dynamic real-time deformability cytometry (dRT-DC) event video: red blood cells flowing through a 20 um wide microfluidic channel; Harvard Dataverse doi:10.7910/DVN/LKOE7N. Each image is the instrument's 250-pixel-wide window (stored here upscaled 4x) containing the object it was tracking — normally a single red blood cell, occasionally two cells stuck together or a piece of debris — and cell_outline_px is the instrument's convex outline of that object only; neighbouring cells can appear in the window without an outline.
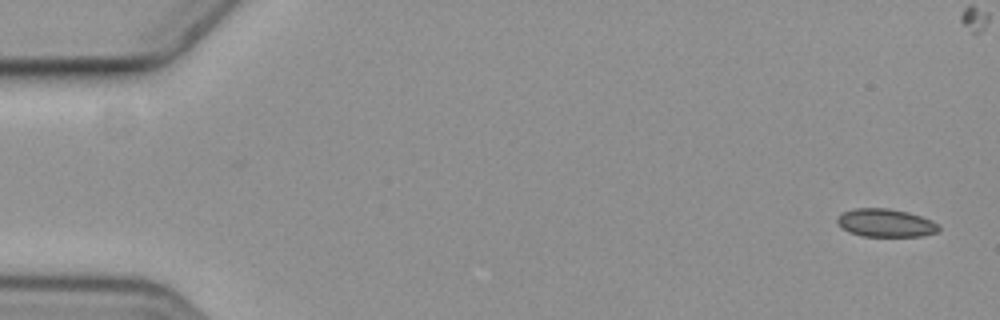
{"species": "common noctule bat (a hibernating species)", "species_latin": "Nyctalus noctula", "temperature_condition": "cold", "stored_images_in_passage": 6, "camera_frame_rate_fps": 3000, "um_per_image_px": 0.085, "animal": {"sex": "female", "body_mass_g": 19.3, "forearm_length_mm": 54.1}, "frame": {"image": 1, "passage_image": 1, "time_ms": 0.0, "image_size_px": [1000, 320], "cell_outline_px": [[940, 228], [936, 232], [924, 236], [860, 236], [848, 232], [836, 220], [844, 212], [856, 208], [888, 208], [908, 212], [932, 220]], "centroid_in_image_um": [75.3, 18.95], "position_along_channel_um": 9.7, "area_um2": 16.42}}
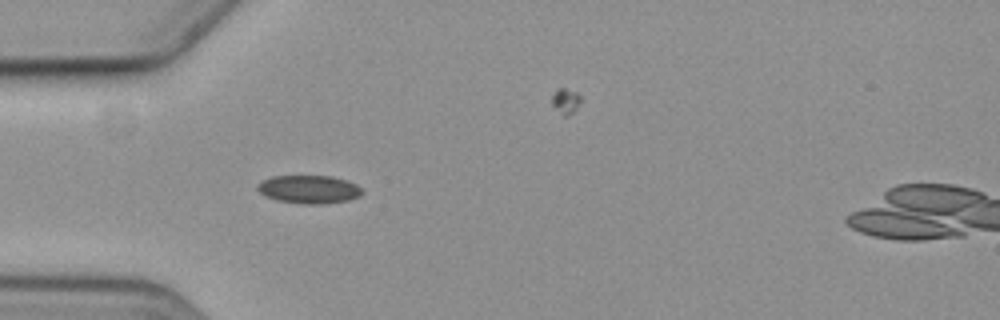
{"frame": {"image": 2, "passage_image": 5, "time_ms": 5.333, "image_size_px": [1000, 320], "cell_outline_px": [[364, 192], [360, 196], [348, 200], [324, 204], [300, 204], [276, 200], [264, 196], [256, 188], [264, 180], [272, 176], [332, 176], [356, 184]], "centroid_in_image_um": [26.27, 16.11], "position_along_channel_um": 58.7, "area_um2": 17.17}}